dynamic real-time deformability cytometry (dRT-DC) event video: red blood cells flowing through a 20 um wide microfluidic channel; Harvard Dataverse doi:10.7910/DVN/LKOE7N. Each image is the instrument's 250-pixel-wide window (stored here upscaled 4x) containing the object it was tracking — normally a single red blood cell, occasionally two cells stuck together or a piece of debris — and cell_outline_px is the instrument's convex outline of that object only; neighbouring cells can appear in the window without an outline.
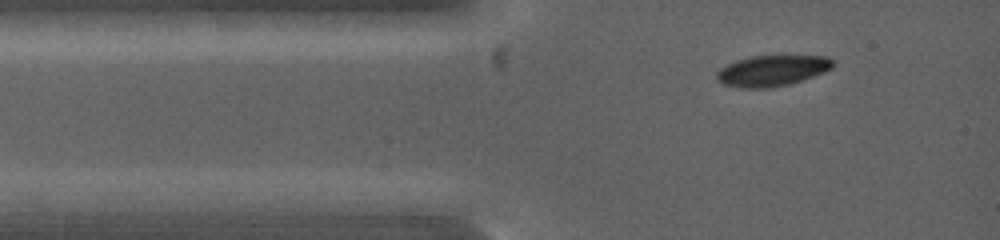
{"species": "common noctule bat (a hibernating species)", "species_latin": "Nyctalus noctula", "temperature_condition": "warm", "stored_images_in_passage": 63, "camera_frame_rate_fps": 5000, "um_per_image_px": 0.085, "animal": {"sex": "female", "body_mass_g": 19.0, "forearm_length_mm": 53.3}, "frame": {"image": 1, "passage_image": 4, "time_ms": 1.0, "image_size_px": [1000, 240], "cell_outline_px": [[836, 64], [832, 68], [824, 72], [788, 84], [768, 88], [744, 88], [724, 84], [716, 80], [716, 72], [720, 68], [736, 60], [752, 56], [824, 56], [832, 60]], "centroid_in_image_um": [65.6, 6.0], "position_along_channel_um": 19.4, "area_um2": 20.69}}
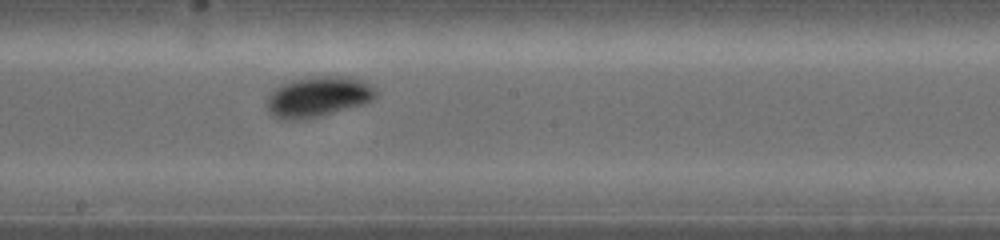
{"frame": {"image": 2, "passage_image": 25, "time_ms": 6.6, "image_size_px": [1000, 240], "cell_outline_px": [[376, 96], [372, 100], [364, 104], [320, 116], [304, 120], [280, 120], [272, 116], [268, 112], [264, 104], [268, 96], [276, 88], [284, 84], [296, 80], [316, 76], [348, 76], [364, 80], [376, 88]], "centroid_in_image_um": [27.03, 8.24], "position_along_channel_um": 221.2, "area_um2": 25.95}}
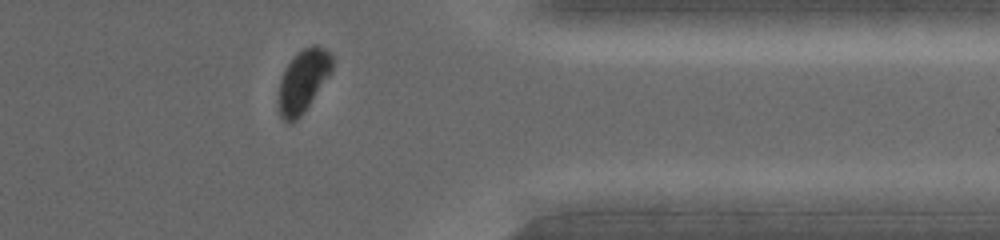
{"frame": {"image": 3, "passage_image": 55, "time_ms": 11.0, "image_size_px": [1000, 240], "cell_outline_px": [[332, 68], [328, 76], [300, 116], [292, 124], [288, 124], [280, 116], [280, 80], [288, 64], [304, 48], [312, 44], [316, 44], [324, 48], [332, 56]], "centroid_in_image_um": [25.77, 6.87], "position_along_channel_um": 385.6, "area_um2": 18.73}, "authors_computed_cell_mechanics": {"area_um2": 22.7732, "velocity_mm_per_s": 3.9896, "shape_relaxation_time_tau1_ms": 2.2477, "shape_relaxation_time_tau2_ms": null, "deformation_change_tau1": 0.13, "deformation_change_tau2": null}}